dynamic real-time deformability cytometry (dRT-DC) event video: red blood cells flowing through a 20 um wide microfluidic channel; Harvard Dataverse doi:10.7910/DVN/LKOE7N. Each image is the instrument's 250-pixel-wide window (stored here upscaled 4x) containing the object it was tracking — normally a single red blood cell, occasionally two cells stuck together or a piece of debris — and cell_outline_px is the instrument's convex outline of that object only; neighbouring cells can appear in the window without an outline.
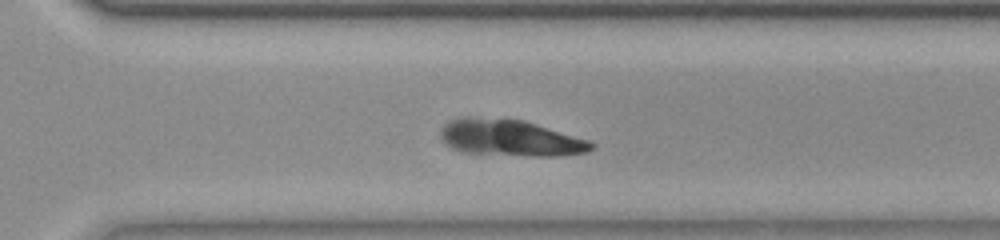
{"species": "common noctule bat (a hibernating species)", "species_latin": "Nyctalus noctula", "temperature_condition": "room temperature", "stored_images_in_passage": 46, "camera_frame_rate_fps": 3000, "um_per_image_px": 0.085, "animal": {"sex": "female", "body_mass_g": 23.0, "forearm_length_mm": 53.4}, "frame": {"image": 1, "passage_image": 30, "time_ms": 9.667, "image_size_px": [1000, 240], "cell_outline_px": [[596, 148], [588, 152], [560, 156], [532, 156], [460, 152], [444, 144], [440, 136], [440, 128], [448, 120], [464, 116], [472, 116], [524, 120], [592, 140], [596, 144]], "centroid_in_image_um": [43.39, 11.71], "position_along_channel_um": 327.2, "area_um2": 32.83}}
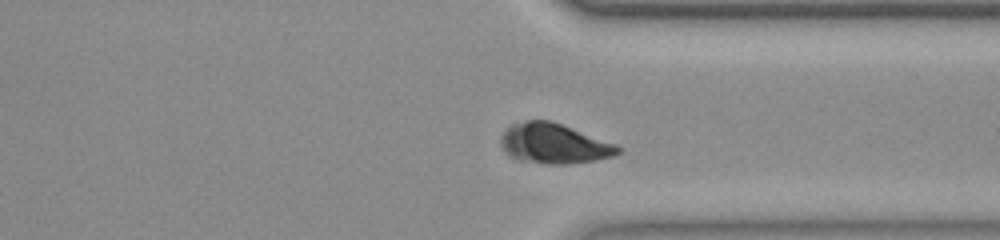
{"frame": {"image": 2, "passage_image": 33, "time_ms": 10.667, "image_size_px": [1000, 240], "cell_outline_px": [[624, 148], [616, 156], [596, 160], [572, 164], [548, 164], [520, 160], [508, 156], [500, 144], [500, 136], [512, 124], [528, 120], [548, 120], [560, 124], [616, 144]], "centroid_in_image_um": [47.1, 12.22], "position_along_channel_um": 364.3, "area_um2": 27.34}}
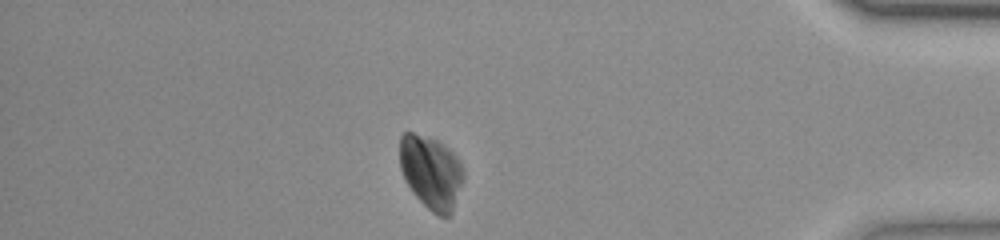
{"frame": {"image": 3, "passage_image": 39, "time_ms": 12.667, "image_size_px": [1000, 240], "cell_outline_px": [[464, 176], [452, 212], [448, 216], [440, 216], [432, 212], [412, 192], [404, 180], [400, 168], [400, 136], [404, 132], [412, 132], [436, 140], [448, 148], [460, 160], [464, 168]], "centroid_in_image_um": [36.63, 14.63], "position_along_channel_um": 398.6, "area_um2": 27.17}}